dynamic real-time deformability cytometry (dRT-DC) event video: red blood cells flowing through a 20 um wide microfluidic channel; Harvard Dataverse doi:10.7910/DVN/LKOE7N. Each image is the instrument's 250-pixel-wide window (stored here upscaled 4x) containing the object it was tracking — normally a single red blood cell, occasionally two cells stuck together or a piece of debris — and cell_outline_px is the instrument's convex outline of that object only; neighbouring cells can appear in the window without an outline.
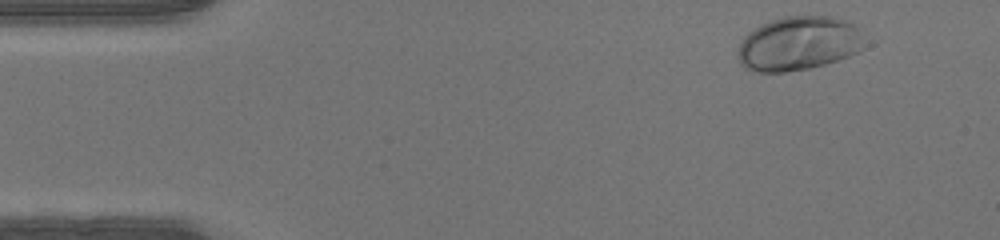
{"species": "human", "species_latin": "Homo sapiens", "temperature_condition": "warm", "stored_images_in_passage": 45, "camera_frame_rate_fps": 3000, "um_per_image_px": 0.085, "donor": {"sex": "male"}, "frame": {"image": 1, "passage_image": 2, "time_ms": 0.333, "image_size_px": [1000, 240], "cell_outline_px": [[864, 48], [860, 52], [824, 64], [808, 68], [784, 72], [756, 72], [744, 68], [740, 64], [736, 52], [740, 40], [748, 32], [772, 20], [784, 16], [828, 16], [844, 20], [860, 28]], "centroid_in_image_um": [67.85, 3.71], "position_along_channel_um": 17.1, "area_um2": 40.0}}
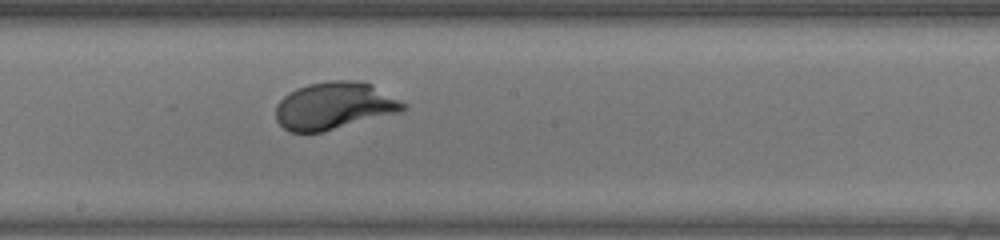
{"frame": {"image": 2, "passage_image": 23, "time_ms": 7.333, "image_size_px": [1000, 240], "cell_outline_px": [[408, 108], [400, 112], [324, 132], [288, 132], [276, 120], [276, 104], [288, 92], [296, 88], [308, 84], [328, 80], [352, 80], [372, 84], [408, 104]], "centroid_in_image_um": [28.42, 8.99], "position_along_channel_um": 219.8, "area_um2": 35.43}}
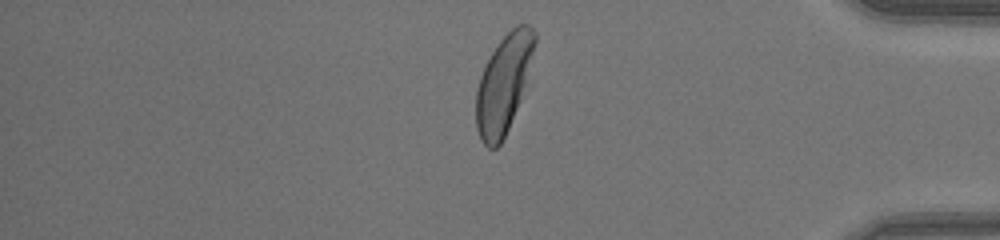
{"frame": {"image": 3, "passage_image": 37, "time_ms": 12.0, "image_size_px": [1000, 240], "cell_outline_px": [[536, 40], [532, 84], [500, 144], [496, 148], [488, 148], [480, 140], [476, 128], [476, 92], [480, 76], [492, 52], [500, 40], [516, 24], [528, 24], [536, 32]], "centroid_in_image_um": [42.91, 7.13], "position_along_channel_um": 392.3, "area_um2": 35.08}}